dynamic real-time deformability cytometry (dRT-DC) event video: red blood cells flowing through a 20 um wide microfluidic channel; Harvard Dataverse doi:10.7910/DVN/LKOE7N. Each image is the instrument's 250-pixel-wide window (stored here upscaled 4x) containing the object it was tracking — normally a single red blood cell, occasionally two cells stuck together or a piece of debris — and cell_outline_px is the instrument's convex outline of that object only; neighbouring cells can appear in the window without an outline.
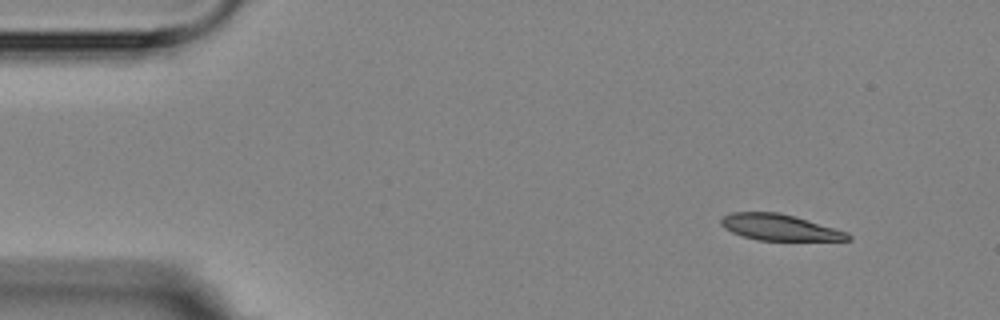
{"species": "Egyptian fruit bat (a non-hibernating species)", "species_latin": "Rousettus aegyptiacus", "temperature_condition": "room temperature", "stored_images_in_passage": 4, "camera_frame_rate_fps": 3000, "um_per_image_px": 0.085, "animal": {"sex": "female"}, "frame": {"image": 1, "passage_image": 1, "time_ms": 0.0, "image_size_px": [1000, 320], "cell_outline_px": [[852, 240], [756, 240], [732, 232], [724, 228], [720, 224], [720, 220], [724, 216], [732, 212], [776, 212], [808, 220], [848, 232], [852, 236]], "centroid_in_image_um": [66.26, 19.33], "position_along_channel_um": 18.7, "area_um2": 19.13}}